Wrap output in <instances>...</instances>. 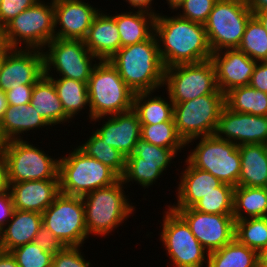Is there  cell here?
I'll list each match as a JSON object with an SVG mask.
<instances>
[{"mask_svg": "<svg viewBox=\"0 0 267 267\" xmlns=\"http://www.w3.org/2000/svg\"><path fill=\"white\" fill-rule=\"evenodd\" d=\"M235 239L260 255L267 249V217L235 220Z\"/></svg>", "mask_w": 267, "mask_h": 267, "instance_id": "cell-36", "label": "cell"}, {"mask_svg": "<svg viewBox=\"0 0 267 267\" xmlns=\"http://www.w3.org/2000/svg\"><path fill=\"white\" fill-rule=\"evenodd\" d=\"M30 104L50 126L71 120L64 112L53 82L45 75L34 84Z\"/></svg>", "mask_w": 267, "mask_h": 267, "instance_id": "cell-26", "label": "cell"}, {"mask_svg": "<svg viewBox=\"0 0 267 267\" xmlns=\"http://www.w3.org/2000/svg\"><path fill=\"white\" fill-rule=\"evenodd\" d=\"M252 16L246 0H217L204 24L212 53L238 48Z\"/></svg>", "mask_w": 267, "mask_h": 267, "instance_id": "cell-8", "label": "cell"}, {"mask_svg": "<svg viewBox=\"0 0 267 267\" xmlns=\"http://www.w3.org/2000/svg\"><path fill=\"white\" fill-rule=\"evenodd\" d=\"M174 104V122L179 136L188 145L200 137L214 135L225 95L212 93Z\"/></svg>", "mask_w": 267, "mask_h": 267, "instance_id": "cell-6", "label": "cell"}, {"mask_svg": "<svg viewBox=\"0 0 267 267\" xmlns=\"http://www.w3.org/2000/svg\"><path fill=\"white\" fill-rule=\"evenodd\" d=\"M153 92L134 94L133 110L137 113L141 125L174 122V104L168 94L169 102L161 96H151ZM150 97V98H149ZM152 97V98H151Z\"/></svg>", "mask_w": 267, "mask_h": 267, "instance_id": "cell-29", "label": "cell"}, {"mask_svg": "<svg viewBox=\"0 0 267 267\" xmlns=\"http://www.w3.org/2000/svg\"><path fill=\"white\" fill-rule=\"evenodd\" d=\"M121 38V47L148 40L154 34L156 16L145 11H129L112 16Z\"/></svg>", "mask_w": 267, "mask_h": 267, "instance_id": "cell-28", "label": "cell"}, {"mask_svg": "<svg viewBox=\"0 0 267 267\" xmlns=\"http://www.w3.org/2000/svg\"><path fill=\"white\" fill-rule=\"evenodd\" d=\"M192 208L202 213L233 215L234 187L221 183L216 191L204 195Z\"/></svg>", "mask_w": 267, "mask_h": 267, "instance_id": "cell-38", "label": "cell"}, {"mask_svg": "<svg viewBox=\"0 0 267 267\" xmlns=\"http://www.w3.org/2000/svg\"><path fill=\"white\" fill-rule=\"evenodd\" d=\"M260 267H267V249L260 255Z\"/></svg>", "mask_w": 267, "mask_h": 267, "instance_id": "cell-57", "label": "cell"}, {"mask_svg": "<svg viewBox=\"0 0 267 267\" xmlns=\"http://www.w3.org/2000/svg\"><path fill=\"white\" fill-rule=\"evenodd\" d=\"M241 171L238 186L267 188V146L240 145Z\"/></svg>", "mask_w": 267, "mask_h": 267, "instance_id": "cell-25", "label": "cell"}, {"mask_svg": "<svg viewBox=\"0 0 267 267\" xmlns=\"http://www.w3.org/2000/svg\"><path fill=\"white\" fill-rule=\"evenodd\" d=\"M223 50L212 53L211 60L217 87L225 95L233 88L249 85L257 61L237 48Z\"/></svg>", "mask_w": 267, "mask_h": 267, "instance_id": "cell-19", "label": "cell"}, {"mask_svg": "<svg viewBox=\"0 0 267 267\" xmlns=\"http://www.w3.org/2000/svg\"><path fill=\"white\" fill-rule=\"evenodd\" d=\"M162 171L157 165L140 164V163H126V168L123 176L121 177L123 183L128 185L130 181H135L139 185L147 188L156 182Z\"/></svg>", "mask_w": 267, "mask_h": 267, "instance_id": "cell-41", "label": "cell"}, {"mask_svg": "<svg viewBox=\"0 0 267 267\" xmlns=\"http://www.w3.org/2000/svg\"><path fill=\"white\" fill-rule=\"evenodd\" d=\"M154 35L165 68L211 59L212 51L203 24L179 15L167 17L159 13L155 19Z\"/></svg>", "mask_w": 267, "mask_h": 267, "instance_id": "cell-1", "label": "cell"}, {"mask_svg": "<svg viewBox=\"0 0 267 267\" xmlns=\"http://www.w3.org/2000/svg\"><path fill=\"white\" fill-rule=\"evenodd\" d=\"M78 147L88 156L111 168L120 178L123 176L126 168V156L108 145L95 132Z\"/></svg>", "mask_w": 267, "mask_h": 267, "instance_id": "cell-34", "label": "cell"}, {"mask_svg": "<svg viewBox=\"0 0 267 267\" xmlns=\"http://www.w3.org/2000/svg\"><path fill=\"white\" fill-rule=\"evenodd\" d=\"M252 13L267 10V0H246Z\"/></svg>", "mask_w": 267, "mask_h": 267, "instance_id": "cell-52", "label": "cell"}, {"mask_svg": "<svg viewBox=\"0 0 267 267\" xmlns=\"http://www.w3.org/2000/svg\"><path fill=\"white\" fill-rule=\"evenodd\" d=\"M207 265L206 267H260V254L234 238L221 249L209 253Z\"/></svg>", "mask_w": 267, "mask_h": 267, "instance_id": "cell-30", "label": "cell"}, {"mask_svg": "<svg viewBox=\"0 0 267 267\" xmlns=\"http://www.w3.org/2000/svg\"><path fill=\"white\" fill-rule=\"evenodd\" d=\"M225 105L234 112L267 116V93L251 86H240L225 94Z\"/></svg>", "mask_w": 267, "mask_h": 267, "instance_id": "cell-33", "label": "cell"}, {"mask_svg": "<svg viewBox=\"0 0 267 267\" xmlns=\"http://www.w3.org/2000/svg\"><path fill=\"white\" fill-rule=\"evenodd\" d=\"M126 2H128L131 7L135 9L137 8L140 11L149 12L155 16L159 14L156 13L151 7L153 0H126Z\"/></svg>", "mask_w": 267, "mask_h": 267, "instance_id": "cell-50", "label": "cell"}, {"mask_svg": "<svg viewBox=\"0 0 267 267\" xmlns=\"http://www.w3.org/2000/svg\"><path fill=\"white\" fill-rule=\"evenodd\" d=\"M8 189L6 157L4 149L0 150V192Z\"/></svg>", "mask_w": 267, "mask_h": 267, "instance_id": "cell-49", "label": "cell"}, {"mask_svg": "<svg viewBox=\"0 0 267 267\" xmlns=\"http://www.w3.org/2000/svg\"><path fill=\"white\" fill-rule=\"evenodd\" d=\"M253 15L260 21L262 26L267 31V10L255 12Z\"/></svg>", "mask_w": 267, "mask_h": 267, "instance_id": "cell-55", "label": "cell"}, {"mask_svg": "<svg viewBox=\"0 0 267 267\" xmlns=\"http://www.w3.org/2000/svg\"><path fill=\"white\" fill-rule=\"evenodd\" d=\"M107 13H98L88 30L84 43L98 60L109 59L121 48L116 21Z\"/></svg>", "mask_w": 267, "mask_h": 267, "instance_id": "cell-23", "label": "cell"}, {"mask_svg": "<svg viewBox=\"0 0 267 267\" xmlns=\"http://www.w3.org/2000/svg\"><path fill=\"white\" fill-rule=\"evenodd\" d=\"M168 2L169 8L172 10L175 9L177 11V8L185 1V0H166Z\"/></svg>", "mask_w": 267, "mask_h": 267, "instance_id": "cell-56", "label": "cell"}, {"mask_svg": "<svg viewBox=\"0 0 267 267\" xmlns=\"http://www.w3.org/2000/svg\"><path fill=\"white\" fill-rule=\"evenodd\" d=\"M7 183L59 180V159L23 139L10 140L4 148Z\"/></svg>", "mask_w": 267, "mask_h": 267, "instance_id": "cell-9", "label": "cell"}, {"mask_svg": "<svg viewBox=\"0 0 267 267\" xmlns=\"http://www.w3.org/2000/svg\"><path fill=\"white\" fill-rule=\"evenodd\" d=\"M7 106H8V101L6 99V93L0 89V121L4 116Z\"/></svg>", "mask_w": 267, "mask_h": 267, "instance_id": "cell-54", "label": "cell"}, {"mask_svg": "<svg viewBox=\"0 0 267 267\" xmlns=\"http://www.w3.org/2000/svg\"><path fill=\"white\" fill-rule=\"evenodd\" d=\"M217 0H185L178 8V15L192 22L205 24Z\"/></svg>", "mask_w": 267, "mask_h": 267, "instance_id": "cell-42", "label": "cell"}, {"mask_svg": "<svg viewBox=\"0 0 267 267\" xmlns=\"http://www.w3.org/2000/svg\"><path fill=\"white\" fill-rule=\"evenodd\" d=\"M4 32L9 48H22L24 43L23 48L45 50L55 38L53 0L46 4L38 0L8 22Z\"/></svg>", "mask_w": 267, "mask_h": 267, "instance_id": "cell-7", "label": "cell"}, {"mask_svg": "<svg viewBox=\"0 0 267 267\" xmlns=\"http://www.w3.org/2000/svg\"><path fill=\"white\" fill-rule=\"evenodd\" d=\"M171 209L188 224L208 254L221 249L235 238L233 215L202 213L192 207Z\"/></svg>", "mask_w": 267, "mask_h": 267, "instance_id": "cell-15", "label": "cell"}, {"mask_svg": "<svg viewBox=\"0 0 267 267\" xmlns=\"http://www.w3.org/2000/svg\"><path fill=\"white\" fill-rule=\"evenodd\" d=\"M44 76L42 50L9 48L0 62V89L3 92L21 85H34Z\"/></svg>", "mask_w": 267, "mask_h": 267, "instance_id": "cell-16", "label": "cell"}, {"mask_svg": "<svg viewBox=\"0 0 267 267\" xmlns=\"http://www.w3.org/2000/svg\"><path fill=\"white\" fill-rule=\"evenodd\" d=\"M45 126L50 125L30 103L19 106L8 105L0 121V130L6 141L23 139L20 134L25 135L27 131L37 128L40 130V127L44 128Z\"/></svg>", "mask_w": 267, "mask_h": 267, "instance_id": "cell-27", "label": "cell"}, {"mask_svg": "<svg viewBox=\"0 0 267 267\" xmlns=\"http://www.w3.org/2000/svg\"><path fill=\"white\" fill-rule=\"evenodd\" d=\"M38 0H2L0 4V26L4 27L19 13L32 7Z\"/></svg>", "mask_w": 267, "mask_h": 267, "instance_id": "cell-44", "label": "cell"}, {"mask_svg": "<svg viewBox=\"0 0 267 267\" xmlns=\"http://www.w3.org/2000/svg\"><path fill=\"white\" fill-rule=\"evenodd\" d=\"M46 46L49 49L43 51L44 75H50L54 68L61 77L88 83L98 59L88 50L84 40L54 38Z\"/></svg>", "mask_w": 267, "mask_h": 267, "instance_id": "cell-13", "label": "cell"}, {"mask_svg": "<svg viewBox=\"0 0 267 267\" xmlns=\"http://www.w3.org/2000/svg\"><path fill=\"white\" fill-rule=\"evenodd\" d=\"M42 227V214L14 209L11 219L0 231V245L3 251L32 243Z\"/></svg>", "mask_w": 267, "mask_h": 267, "instance_id": "cell-24", "label": "cell"}, {"mask_svg": "<svg viewBox=\"0 0 267 267\" xmlns=\"http://www.w3.org/2000/svg\"><path fill=\"white\" fill-rule=\"evenodd\" d=\"M109 62L134 94L155 92L164 85L165 67L154 34L143 42L121 47Z\"/></svg>", "mask_w": 267, "mask_h": 267, "instance_id": "cell-2", "label": "cell"}, {"mask_svg": "<svg viewBox=\"0 0 267 267\" xmlns=\"http://www.w3.org/2000/svg\"><path fill=\"white\" fill-rule=\"evenodd\" d=\"M120 178L114 184L99 188L82 197L88 235L106 236L131 216L135 207L126 198Z\"/></svg>", "mask_w": 267, "mask_h": 267, "instance_id": "cell-4", "label": "cell"}, {"mask_svg": "<svg viewBox=\"0 0 267 267\" xmlns=\"http://www.w3.org/2000/svg\"><path fill=\"white\" fill-rule=\"evenodd\" d=\"M180 182L178 185L177 203L168 205L170 208H190L198 202L204 195L216 191L222 182L210 172L194 167L187 159Z\"/></svg>", "mask_w": 267, "mask_h": 267, "instance_id": "cell-22", "label": "cell"}, {"mask_svg": "<svg viewBox=\"0 0 267 267\" xmlns=\"http://www.w3.org/2000/svg\"><path fill=\"white\" fill-rule=\"evenodd\" d=\"M33 242L39 248L52 254L57 253L59 250H62L65 247L62 242L57 237H55L50 230H47L43 225L39 229L38 233L35 235Z\"/></svg>", "mask_w": 267, "mask_h": 267, "instance_id": "cell-45", "label": "cell"}, {"mask_svg": "<svg viewBox=\"0 0 267 267\" xmlns=\"http://www.w3.org/2000/svg\"><path fill=\"white\" fill-rule=\"evenodd\" d=\"M45 76L53 82L64 112L71 119L89 106L87 83L65 77L54 78L52 74Z\"/></svg>", "mask_w": 267, "mask_h": 267, "instance_id": "cell-32", "label": "cell"}, {"mask_svg": "<svg viewBox=\"0 0 267 267\" xmlns=\"http://www.w3.org/2000/svg\"><path fill=\"white\" fill-rule=\"evenodd\" d=\"M33 86L34 85H21L5 92L8 105L19 106L22 104H29L32 98Z\"/></svg>", "mask_w": 267, "mask_h": 267, "instance_id": "cell-46", "label": "cell"}, {"mask_svg": "<svg viewBox=\"0 0 267 267\" xmlns=\"http://www.w3.org/2000/svg\"><path fill=\"white\" fill-rule=\"evenodd\" d=\"M183 148H164L148 143L140 138L135 144L134 151L126 157V163L157 165L163 172L172 163V159Z\"/></svg>", "mask_w": 267, "mask_h": 267, "instance_id": "cell-35", "label": "cell"}, {"mask_svg": "<svg viewBox=\"0 0 267 267\" xmlns=\"http://www.w3.org/2000/svg\"><path fill=\"white\" fill-rule=\"evenodd\" d=\"M199 141L186 159L194 167L210 172L222 183L238 186L241 171L239 147L215 134L200 137Z\"/></svg>", "mask_w": 267, "mask_h": 267, "instance_id": "cell-10", "label": "cell"}, {"mask_svg": "<svg viewBox=\"0 0 267 267\" xmlns=\"http://www.w3.org/2000/svg\"><path fill=\"white\" fill-rule=\"evenodd\" d=\"M0 267H19L11 252L0 251Z\"/></svg>", "mask_w": 267, "mask_h": 267, "instance_id": "cell-51", "label": "cell"}, {"mask_svg": "<svg viewBox=\"0 0 267 267\" xmlns=\"http://www.w3.org/2000/svg\"><path fill=\"white\" fill-rule=\"evenodd\" d=\"M14 210L12 198L8 189L0 192V231L11 219Z\"/></svg>", "mask_w": 267, "mask_h": 267, "instance_id": "cell-48", "label": "cell"}, {"mask_svg": "<svg viewBox=\"0 0 267 267\" xmlns=\"http://www.w3.org/2000/svg\"><path fill=\"white\" fill-rule=\"evenodd\" d=\"M141 138L164 148H184L186 143L179 136L175 122L141 125Z\"/></svg>", "mask_w": 267, "mask_h": 267, "instance_id": "cell-39", "label": "cell"}, {"mask_svg": "<svg viewBox=\"0 0 267 267\" xmlns=\"http://www.w3.org/2000/svg\"><path fill=\"white\" fill-rule=\"evenodd\" d=\"M53 6L58 39L84 40L95 16L102 12L84 0H53Z\"/></svg>", "mask_w": 267, "mask_h": 267, "instance_id": "cell-18", "label": "cell"}, {"mask_svg": "<svg viewBox=\"0 0 267 267\" xmlns=\"http://www.w3.org/2000/svg\"><path fill=\"white\" fill-rule=\"evenodd\" d=\"M81 246H66L53 256L52 267H90L80 252Z\"/></svg>", "mask_w": 267, "mask_h": 267, "instance_id": "cell-43", "label": "cell"}, {"mask_svg": "<svg viewBox=\"0 0 267 267\" xmlns=\"http://www.w3.org/2000/svg\"><path fill=\"white\" fill-rule=\"evenodd\" d=\"M8 49L9 47L6 42L4 27L0 26V57H2Z\"/></svg>", "mask_w": 267, "mask_h": 267, "instance_id": "cell-53", "label": "cell"}, {"mask_svg": "<svg viewBox=\"0 0 267 267\" xmlns=\"http://www.w3.org/2000/svg\"><path fill=\"white\" fill-rule=\"evenodd\" d=\"M6 140L5 138L3 137L2 133H1V130H0V150L4 149L5 148V145H6Z\"/></svg>", "mask_w": 267, "mask_h": 267, "instance_id": "cell-58", "label": "cell"}, {"mask_svg": "<svg viewBox=\"0 0 267 267\" xmlns=\"http://www.w3.org/2000/svg\"><path fill=\"white\" fill-rule=\"evenodd\" d=\"M237 49L252 60L267 61V31L254 15L249 19Z\"/></svg>", "mask_w": 267, "mask_h": 267, "instance_id": "cell-37", "label": "cell"}, {"mask_svg": "<svg viewBox=\"0 0 267 267\" xmlns=\"http://www.w3.org/2000/svg\"><path fill=\"white\" fill-rule=\"evenodd\" d=\"M108 120L95 133L108 145L119 150L126 157L134 151L135 144L141 138V123L137 113L127 112L106 117Z\"/></svg>", "mask_w": 267, "mask_h": 267, "instance_id": "cell-20", "label": "cell"}, {"mask_svg": "<svg viewBox=\"0 0 267 267\" xmlns=\"http://www.w3.org/2000/svg\"><path fill=\"white\" fill-rule=\"evenodd\" d=\"M165 85L173 103L193 100L205 94L222 93L217 87L216 71L211 59L165 68Z\"/></svg>", "mask_w": 267, "mask_h": 267, "instance_id": "cell-11", "label": "cell"}, {"mask_svg": "<svg viewBox=\"0 0 267 267\" xmlns=\"http://www.w3.org/2000/svg\"><path fill=\"white\" fill-rule=\"evenodd\" d=\"M249 86L267 93V61H259L256 63Z\"/></svg>", "mask_w": 267, "mask_h": 267, "instance_id": "cell-47", "label": "cell"}, {"mask_svg": "<svg viewBox=\"0 0 267 267\" xmlns=\"http://www.w3.org/2000/svg\"><path fill=\"white\" fill-rule=\"evenodd\" d=\"M233 217L234 220L267 217V188L234 187Z\"/></svg>", "mask_w": 267, "mask_h": 267, "instance_id": "cell-31", "label": "cell"}, {"mask_svg": "<svg viewBox=\"0 0 267 267\" xmlns=\"http://www.w3.org/2000/svg\"><path fill=\"white\" fill-rule=\"evenodd\" d=\"M68 155L59 158L60 193L83 197L120 179L111 168L88 156L79 147Z\"/></svg>", "mask_w": 267, "mask_h": 267, "instance_id": "cell-5", "label": "cell"}, {"mask_svg": "<svg viewBox=\"0 0 267 267\" xmlns=\"http://www.w3.org/2000/svg\"><path fill=\"white\" fill-rule=\"evenodd\" d=\"M168 208L163 215V227L159 235L172 264L175 267H203L204 263H208V252L193 235L188 224Z\"/></svg>", "mask_w": 267, "mask_h": 267, "instance_id": "cell-14", "label": "cell"}, {"mask_svg": "<svg viewBox=\"0 0 267 267\" xmlns=\"http://www.w3.org/2000/svg\"><path fill=\"white\" fill-rule=\"evenodd\" d=\"M14 209L42 214L60 193L59 180L8 183Z\"/></svg>", "mask_w": 267, "mask_h": 267, "instance_id": "cell-21", "label": "cell"}, {"mask_svg": "<svg viewBox=\"0 0 267 267\" xmlns=\"http://www.w3.org/2000/svg\"><path fill=\"white\" fill-rule=\"evenodd\" d=\"M97 63L87 83L88 115L95 122L133 109L134 98V92L109 61L99 60Z\"/></svg>", "mask_w": 267, "mask_h": 267, "instance_id": "cell-3", "label": "cell"}, {"mask_svg": "<svg viewBox=\"0 0 267 267\" xmlns=\"http://www.w3.org/2000/svg\"><path fill=\"white\" fill-rule=\"evenodd\" d=\"M215 135L236 144H267V116L222 109Z\"/></svg>", "mask_w": 267, "mask_h": 267, "instance_id": "cell-17", "label": "cell"}, {"mask_svg": "<svg viewBox=\"0 0 267 267\" xmlns=\"http://www.w3.org/2000/svg\"><path fill=\"white\" fill-rule=\"evenodd\" d=\"M19 267H52L54 254L39 248L34 242L10 251Z\"/></svg>", "mask_w": 267, "mask_h": 267, "instance_id": "cell-40", "label": "cell"}, {"mask_svg": "<svg viewBox=\"0 0 267 267\" xmlns=\"http://www.w3.org/2000/svg\"><path fill=\"white\" fill-rule=\"evenodd\" d=\"M42 225L66 246H82L89 237L82 197L59 193L42 213Z\"/></svg>", "mask_w": 267, "mask_h": 267, "instance_id": "cell-12", "label": "cell"}]
</instances>
